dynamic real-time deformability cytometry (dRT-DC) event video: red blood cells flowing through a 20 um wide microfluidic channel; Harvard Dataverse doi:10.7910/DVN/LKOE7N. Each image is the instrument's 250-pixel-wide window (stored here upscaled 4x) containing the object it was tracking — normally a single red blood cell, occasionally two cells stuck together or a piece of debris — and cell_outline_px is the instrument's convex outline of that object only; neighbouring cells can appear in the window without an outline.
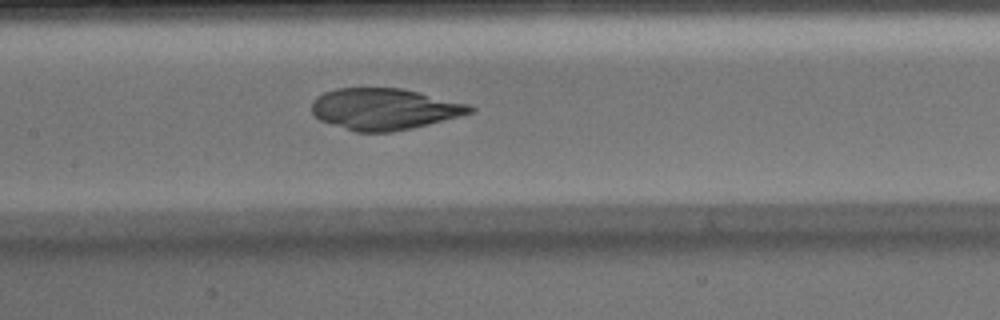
{"species": "Egyptian fruit bat (a non-hibernating species)", "species_latin": "Rousettus aegyptiacus", "temperature_condition": "warm", "stored_images_in_passage": 49, "camera_frame_rate_fps": 3000, "um_per_image_px": 0.085, "animal": {"sex": "male"}, "frame": {"image": 1, "passage_image": 23, "time_ms": 7.333, "image_size_px": [1000, 320], "cell_outline_px": [[476, 112], [412, 128], [392, 132], [356, 132], [320, 120], [312, 112], [312, 100], [324, 92], [336, 88], [400, 88], [468, 104], [476, 108]], "centroid_in_image_um": [32.66, 9.27], "position_along_channel_um": 174.7, "area_um2": 37.97}}